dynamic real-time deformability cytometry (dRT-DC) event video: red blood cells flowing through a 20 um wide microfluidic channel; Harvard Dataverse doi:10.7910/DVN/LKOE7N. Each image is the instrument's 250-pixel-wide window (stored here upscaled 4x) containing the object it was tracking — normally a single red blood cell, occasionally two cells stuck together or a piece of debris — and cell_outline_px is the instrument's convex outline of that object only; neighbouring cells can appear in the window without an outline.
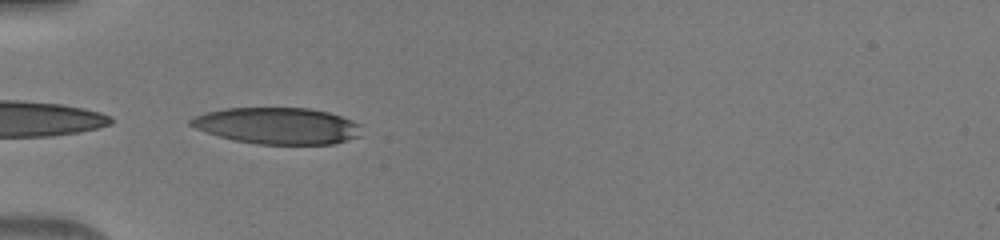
{"species": "human", "species_latin": "Homo sapiens", "temperature_condition": "warm", "stored_images_in_passage": 33, "camera_frame_rate_fps": 3000, "um_per_image_px": 0.085, "donor": {"sex": "male"}, "frame": {"image": 1, "passage_image": 1, "time_ms": 0.0, "image_size_px": [1000, 240], "cell_outline_px": [[360, 136], [332, 144], [256, 144], [236, 140], [220, 136], [196, 128], [188, 124], [188, 120], [192, 116], [204, 112], [224, 108], [308, 108], [328, 112], [352, 120], [360, 124]], "centroid_in_image_um": [23.56, 10.68], "position_along_channel_um": 61.4, "area_um2": 36.24}}
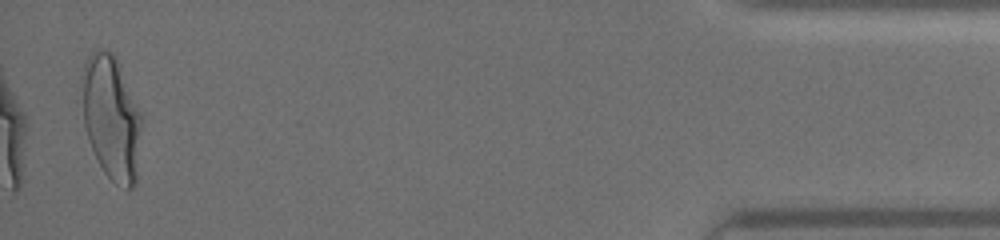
{"frame": {"image": 2, "passage_image": 33, "time_ms": 10.667, "image_size_px": [1000, 240], "cell_outline_px": [[140, 128], [136, 184], [132, 188], [128, 188], [116, 184], [104, 172], [88, 140], [84, 124], [80, 76], [84, 64], [88, 56], [92, 52], [100, 48], [112, 52], [116, 56], [120, 64], [140, 112]], "centroid_in_image_um": [9.43, 9.94], "position_along_channel_um": 425.8, "area_um2": 43.06}}